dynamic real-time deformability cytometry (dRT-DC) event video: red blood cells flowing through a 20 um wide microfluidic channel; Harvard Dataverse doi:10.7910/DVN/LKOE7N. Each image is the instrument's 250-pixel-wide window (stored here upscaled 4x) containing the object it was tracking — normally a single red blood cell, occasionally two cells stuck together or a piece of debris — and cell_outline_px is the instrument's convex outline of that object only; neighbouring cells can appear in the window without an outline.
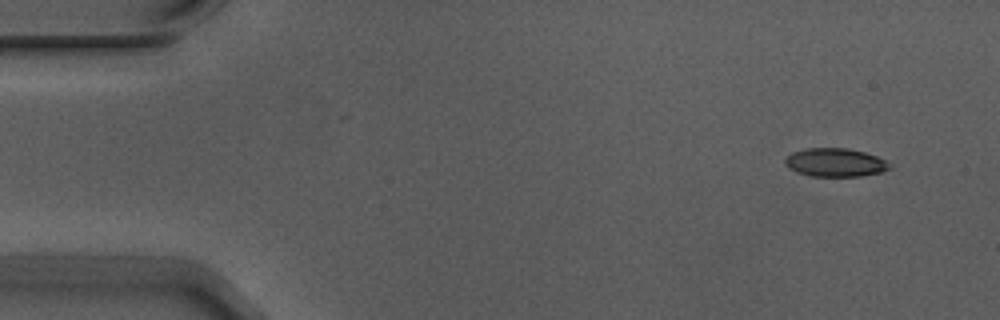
{"species": "Egyptian fruit bat (a non-hibernating species)", "species_latin": "Rousettus aegyptiacus", "temperature_condition": "warm", "stored_images_in_passage": 5, "camera_frame_rate_fps": 3000, "um_per_image_px": 0.085, "animal": {"sex": "male"}, "frame": {"image": 1, "passage_image": 1, "time_ms": 0.0, "image_size_px": [1000, 320], "cell_outline_px": [[892, 168], [880, 172], [860, 176], [812, 176], [796, 172], [788, 168], [784, 164], [784, 160], [792, 152], [808, 148], [848, 148], [864, 152], [876, 156], [892, 164]], "centroid_in_image_um": [70.99, 13.81], "position_along_channel_um": 14.0, "area_um2": 17.34}}
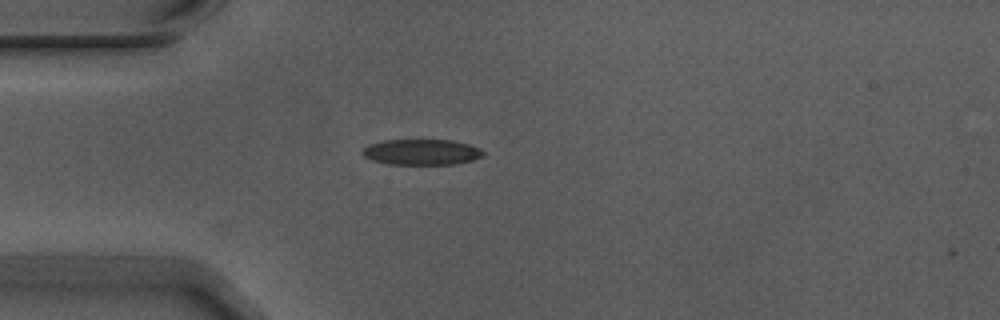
{"frame": {"image": 2, "passage_image": 4, "time_ms": 1.0, "image_size_px": [1000, 320], "cell_outline_px": [[484, 156], [472, 160], [452, 164], [388, 164], [372, 160], [364, 156], [360, 152], [368, 144], [384, 140], [452, 140], [468, 144], [480, 148], [484, 152]], "centroid_in_image_um": [35.82, 12.92], "position_along_channel_um": 49.2, "area_um2": 18.09}}